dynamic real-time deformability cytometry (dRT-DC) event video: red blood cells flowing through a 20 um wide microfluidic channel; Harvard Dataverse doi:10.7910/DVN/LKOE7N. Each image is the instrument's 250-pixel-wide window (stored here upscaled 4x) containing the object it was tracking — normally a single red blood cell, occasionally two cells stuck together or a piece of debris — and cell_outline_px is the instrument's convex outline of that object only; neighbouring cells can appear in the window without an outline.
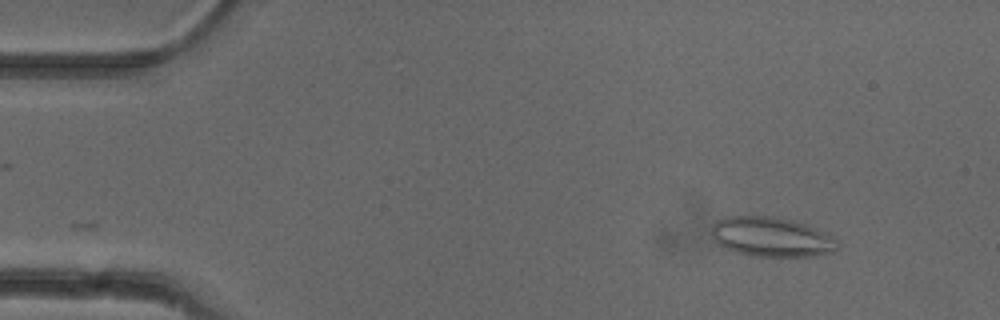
{"species": "common noctule bat (a hibernating species)", "species_latin": "Nyctalus noctula", "temperature_condition": "cold", "stored_images_in_passage": 36, "camera_frame_rate_fps": 3000, "um_per_image_px": 0.085, "animal": {"sex": "female"}, "frame": {"image": 1, "passage_image": 1, "time_ms": 0.0, "image_size_px": [1000, 320], "cell_outline_px": [[836, 248], [832, 252], [812, 256], [752, 256], [736, 252], [716, 244], [712, 240], [712, 224], [716, 220], [724, 216], [776, 216], [792, 220], [816, 228], [832, 236], [836, 240]], "centroid_in_image_um": [65.5, 20.13], "position_along_channel_um": 19.5, "area_um2": 29.19}}
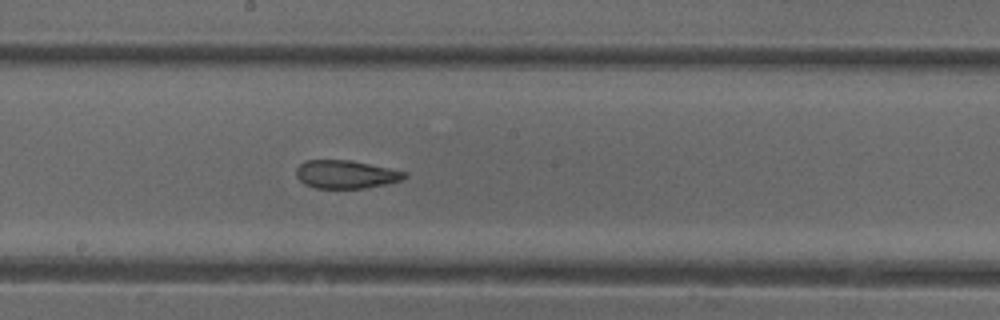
{"frame": {"image": 2, "passage_image": 23, "time_ms": 7.333, "image_size_px": [1000, 320], "cell_outline_px": [[408, 176], [404, 180], [364, 188], [316, 188], [304, 184], [296, 176], [296, 168], [304, 160], [352, 160], [408, 172]], "centroid_in_image_um": [29.41, 14.81], "position_along_channel_um": 218.8, "area_um2": 17.92}}
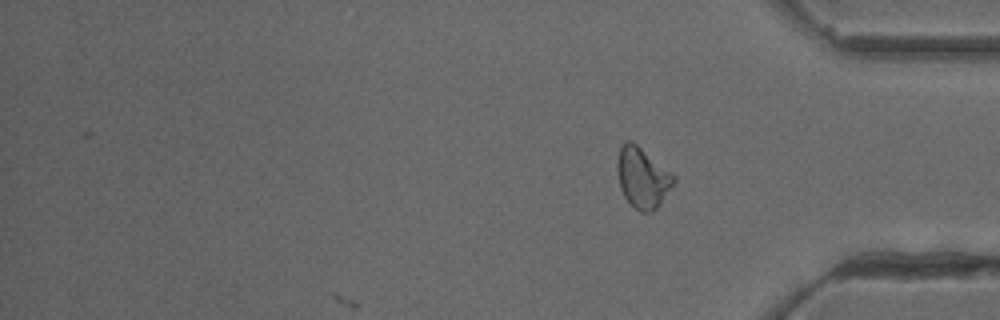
{"frame": {"image": 3, "passage_image": 36, "time_ms": 11.667, "image_size_px": [1000, 320], "cell_outline_px": [[676, 180], [660, 204], [652, 212], [640, 212], [624, 196], [620, 188], [616, 168], [616, 164], [620, 148], [624, 140], [632, 140], [676, 176]], "centroid_in_image_um": [54.6, 15.08], "position_along_channel_um": 380.6, "area_um2": 19.88}, "authors_computed_cell_mechanics": {"area_um2": 19.1607, "velocity_mm_per_s": 3.9596, "shape_relaxation_time_tau1_ms": null, "shape_relaxation_time_tau2_ms": 2.2113, "deformation_change_tau1": null, "deformation_change_tau2": 0.1091}}